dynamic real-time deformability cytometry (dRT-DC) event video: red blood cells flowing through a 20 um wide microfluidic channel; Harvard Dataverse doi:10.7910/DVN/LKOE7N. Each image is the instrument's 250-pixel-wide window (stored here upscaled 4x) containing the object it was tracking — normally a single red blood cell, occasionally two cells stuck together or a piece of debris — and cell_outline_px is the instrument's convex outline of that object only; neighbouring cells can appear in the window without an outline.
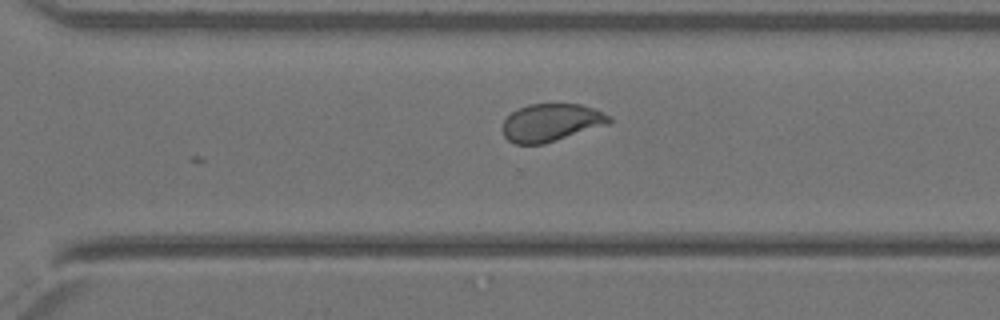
{"species": "Egyptian fruit bat (a non-hibernating species)", "species_latin": "Rousettus aegyptiacus", "temperature_condition": "warm", "stored_images_in_passage": 23, "camera_frame_rate_fps": 3000, "um_per_image_px": 0.085, "animal": {"sex": "female"}, "frame": {"image": 1, "passage_image": 23, "time_ms": 7.333, "image_size_px": [1000, 320], "cell_outline_px": [[612, 120], [608, 124], [544, 144], [516, 144], [508, 140], [504, 136], [504, 120], [512, 112], [528, 104], [580, 104], [596, 108], [612, 116]], "centroid_in_image_um": [46.89, 10.41], "position_along_channel_um": 323.7, "area_um2": 23.35}}